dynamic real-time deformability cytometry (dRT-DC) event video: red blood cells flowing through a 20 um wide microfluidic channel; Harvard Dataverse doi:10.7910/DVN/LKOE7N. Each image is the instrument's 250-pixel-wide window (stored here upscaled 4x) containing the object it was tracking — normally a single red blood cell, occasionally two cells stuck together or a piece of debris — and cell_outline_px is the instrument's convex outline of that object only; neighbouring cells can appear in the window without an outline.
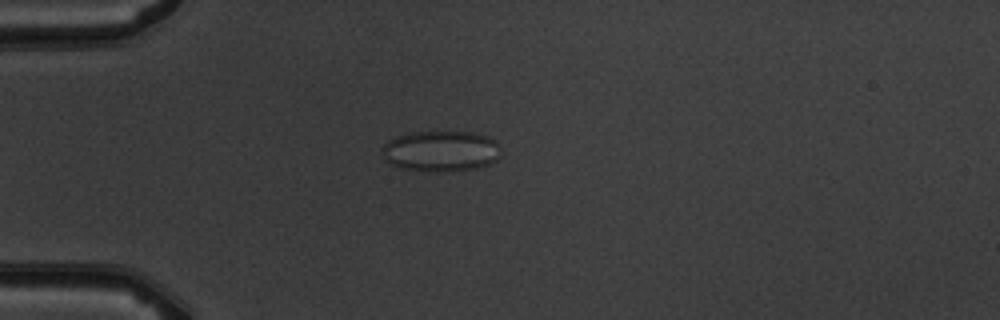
{"species": "common noctule bat (a hibernating species)", "species_latin": "Nyctalus noctula", "temperature_condition": "warm", "stored_images_in_passage": 2, "camera_frame_rate_fps": 3000, "um_per_image_px": 0.085, "animal": {"sex": "male", "body_mass_g": 19.5, "forearm_length_mm": 54.6}, "frame": {"image": 1, "passage_image": 2, "time_ms": 1.0, "image_size_px": [1000, 320], "cell_outline_px": [[500, 156], [496, 160], [488, 164], [476, 168], [448, 172], [424, 172], [400, 168], [392, 164], [384, 156], [380, 148], [388, 140], [396, 136], [412, 132], [472, 132], [488, 136], [496, 144]], "centroid_in_image_um": [37.43, 12.86], "position_along_channel_um": 47.6, "area_um2": 28.32}}